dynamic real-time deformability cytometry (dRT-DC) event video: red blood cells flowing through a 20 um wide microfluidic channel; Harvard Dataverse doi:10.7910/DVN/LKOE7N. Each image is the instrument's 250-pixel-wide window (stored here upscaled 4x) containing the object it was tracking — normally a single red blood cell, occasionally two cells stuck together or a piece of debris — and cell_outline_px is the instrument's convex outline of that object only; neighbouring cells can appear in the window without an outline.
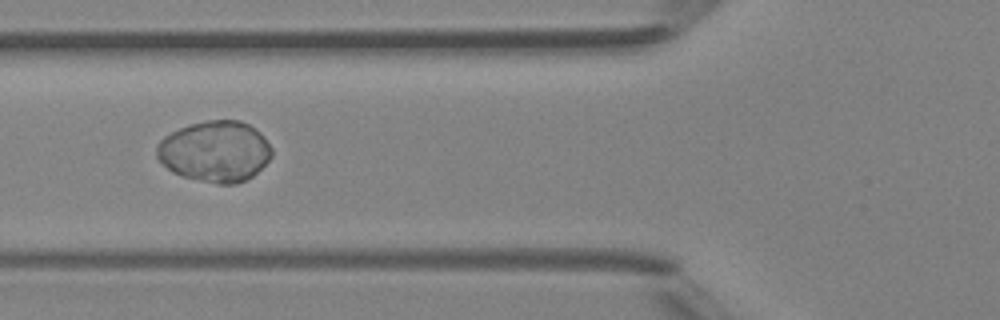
{"species": "Egyptian fruit bat (a non-hibernating species)", "species_latin": "Rousettus aegyptiacus", "temperature_condition": "room temperature", "stored_images_in_passage": 39, "camera_frame_rate_fps": 3000, "um_per_image_px": 0.085, "animal": {"sex": "female"}, "frame": {"image": 1, "passage_image": 9, "time_ms": 2.667, "image_size_px": [1000, 320], "cell_outline_px": [[272, 156], [252, 176], [236, 184], [216, 184], [184, 176], [172, 172], [156, 156], [156, 148], [160, 140], [164, 136], [180, 128], [192, 124], [208, 120], [240, 120], [248, 124], [260, 132], [272, 148]], "centroid_in_image_um": [18.28, 12.86], "position_along_channel_um": 107.5, "area_um2": 40.58}}
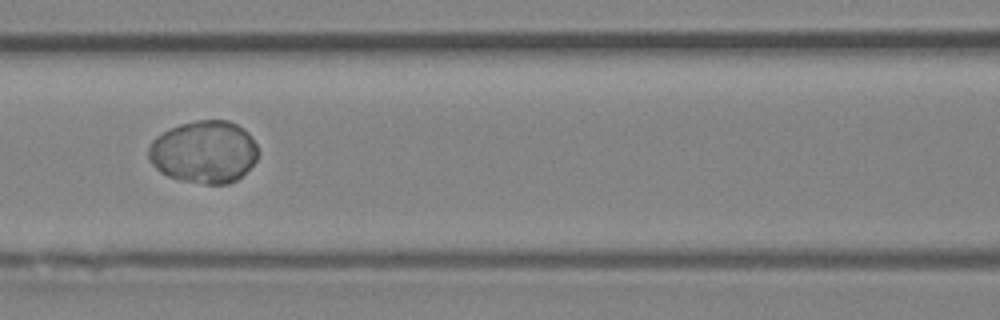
{"frame": {"image": 2, "passage_image": 12, "time_ms": 3.667, "image_size_px": [1000, 320], "cell_outline_px": [[260, 152], [256, 160], [236, 180], [228, 184], [204, 184], [180, 180], [168, 176], [160, 172], [148, 160], [148, 148], [152, 140], [156, 136], [180, 124], [196, 120], [228, 120], [244, 128], [248, 132], [256, 144]], "centroid_in_image_um": [17.34, 12.91], "position_along_channel_um": 149.3, "area_um2": 40.06}}
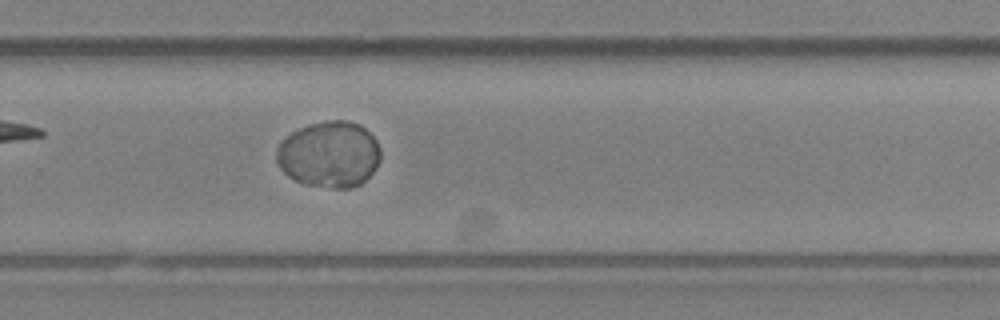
{"frame": {"image": 3, "passage_image": 23, "time_ms": 7.333, "image_size_px": [1000, 320], "cell_outline_px": [[380, 160], [376, 168], [360, 184], [352, 188], [332, 188], [304, 184], [288, 176], [280, 168], [276, 160], [276, 148], [292, 132], [308, 124], [328, 120], [344, 120], [360, 124], [376, 140], [380, 148]], "centroid_in_image_um": [27.99, 13.12], "position_along_channel_um": 301.8, "area_um2": 40.11}}